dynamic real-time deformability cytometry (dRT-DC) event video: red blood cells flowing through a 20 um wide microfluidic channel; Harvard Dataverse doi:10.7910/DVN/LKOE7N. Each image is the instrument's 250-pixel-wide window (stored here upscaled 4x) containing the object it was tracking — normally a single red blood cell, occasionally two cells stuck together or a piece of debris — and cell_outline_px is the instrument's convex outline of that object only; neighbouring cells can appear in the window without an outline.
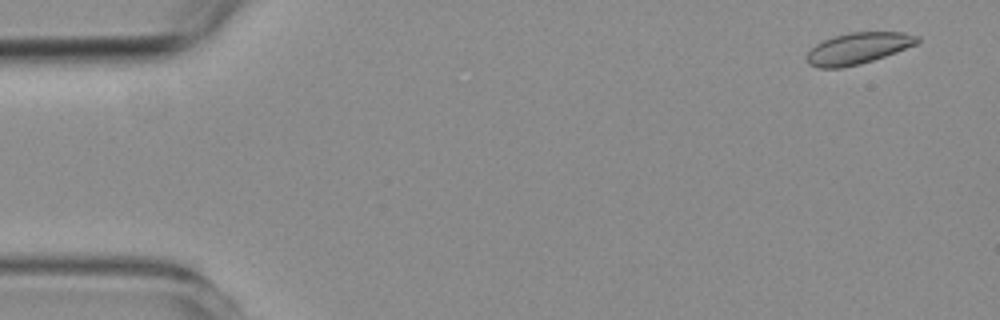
{"species": "common noctule bat (a hibernating species)", "species_latin": "Nyctalus noctula", "temperature_condition": "room temperature", "stored_images_in_passage": 55, "camera_frame_rate_fps": 3000, "um_per_image_px": 0.085, "animal": {"sex": "female", "body_mass_g": 19.3, "forearm_length_mm": 54.1}, "frame": {"image": 1, "passage_image": 3, "time_ms": 0.667, "image_size_px": [1000, 320], "cell_outline_px": [[920, 40], [916, 44], [896, 52], [860, 64], [840, 68], [816, 68], [808, 64], [808, 52], [816, 44], [824, 40], [836, 36], [852, 32], [904, 32], [920, 36]], "centroid_in_image_um": [72.95, 4.11], "position_along_channel_um": 12.0, "area_um2": 20.0}}
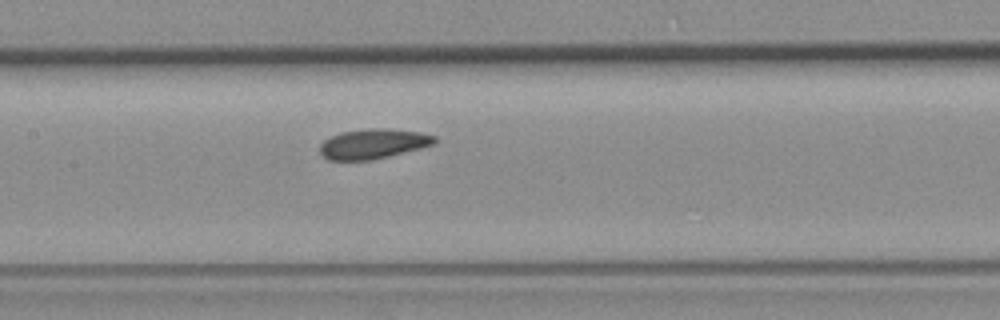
{"frame": {"image": 2, "passage_image": 26, "time_ms": 8.333, "image_size_px": [1000, 320], "cell_outline_px": [[436, 144], [372, 160], [328, 160], [320, 152], [320, 144], [324, 140], [340, 132], [372, 128], [384, 128], [420, 132], [436, 136]], "centroid_in_image_um": [31.73, 12.22], "position_along_channel_um": 175.7, "area_um2": 19.88}}
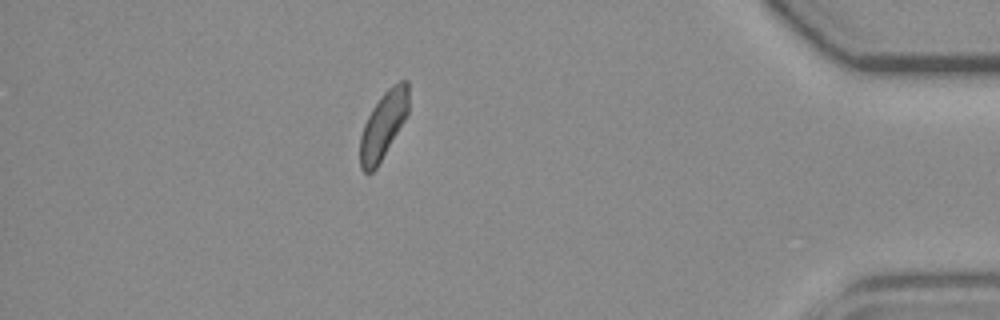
{"frame": {"image": 3, "passage_image": 48, "time_ms": 15.667, "image_size_px": [1000, 320], "cell_outline_px": [[408, 112], [404, 120], [376, 168], [372, 172], [364, 172], [360, 168], [360, 136], [364, 124], [372, 108], [380, 96], [388, 88], [400, 80], [408, 80]], "centroid_in_image_um": [32.56, 10.61], "position_along_channel_um": 402.6, "area_um2": 18.67}, "authors_computed_cell_mechanics": {"area_um2": 20.0566, "velocity_mm_per_s": 3.7478, "shape_relaxation_time_tau1_ms": null, "shape_relaxation_time_tau2_ms": 1.7556, "deformation_change_tau1": null, "deformation_change_tau2": 0.068}}